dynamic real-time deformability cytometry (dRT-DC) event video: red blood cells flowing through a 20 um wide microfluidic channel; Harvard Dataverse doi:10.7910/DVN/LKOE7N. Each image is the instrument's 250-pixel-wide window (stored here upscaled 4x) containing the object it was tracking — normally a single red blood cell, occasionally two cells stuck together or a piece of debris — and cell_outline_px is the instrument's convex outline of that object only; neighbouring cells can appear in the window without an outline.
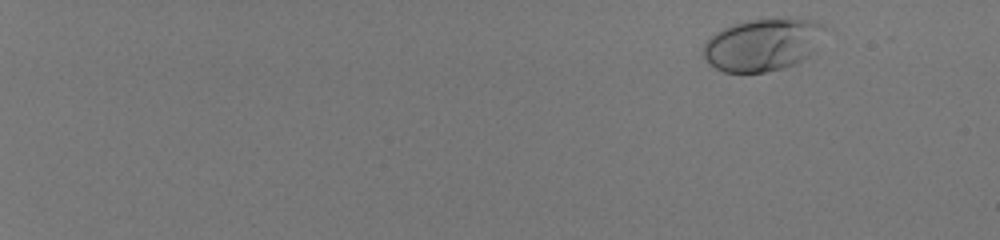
{"species": "human", "species_latin": "Homo sapiens", "temperature_condition": "room temperature", "stored_images_in_passage": 53, "camera_frame_rate_fps": 3000, "um_per_image_px": 0.085, "donor": {"sex": "male"}, "frame": {"image": 1, "passage_image": 4, "time_ms": 1.0, "image_size_px": [1000, 240], "cell_outline_px": [[824, 28], [812, 52], [808, 56], [796, 64], [784, 68], [764, 72], [724, 72], [708, 64], [704, 56], [704, 44], [716, 32], [732, 24], [748, 20], [792, 16], [812, 20], [820, 24]], "centroid_in_image_um": [64.81, 3.78], "position_along_channel_um": 20.2, "area_um2": 37.05}}
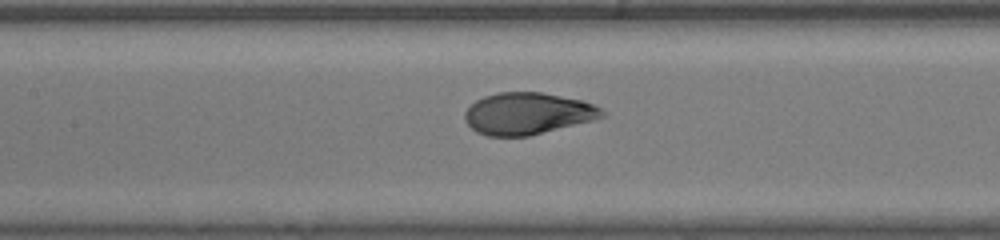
{"frame": {"image": 2, "passage_image": 30, "time_ms": 9.667, "image_size_px": [1000, 240], "cell_outline_px": [[608, 116], [528, 136], [488, 136], [476, 132], [464, 120], [464, 112], [476, 100], [484, 96], [500, 92], [540, 92], [580, 100], [592, 104], [608, 112]], "centroid_in_image_um": [44.84, 9.65], "position_along_channel_um": 162.6, "area_um2": 33.29}}
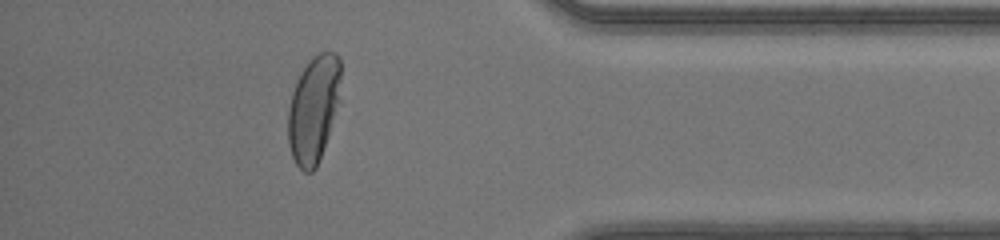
{"frame": {"image": 3, "passage_image": 49, "time_ms": 16.0, "image_size_px": [1000, 240], "cell_outline_px": [[340, 76], [336, 100], [328, 132], [316, 168], [312, 172], [304, 172], [296, 164], [292, 156], [288, 144], [288, 108], [292, 92], [296, 80], [300, 72], [320, 52], [336, 52], [340, 60]], "centroid_in_image_um": [26.59, 9.28], "position_along_channel_um": 408.6, "area_um2": 31.62}, "authors_computed_cell_mechanics": {"area_um2": 34.3332, "velocity_mm_per_s": 4.1305, "shape_relaxation_time_tau1_ms": 4.6389, "shape_relaxation_time_tau2_ms": null, "deformation_change_tau1": 0.2345, "deformation_change_tau2": null}}